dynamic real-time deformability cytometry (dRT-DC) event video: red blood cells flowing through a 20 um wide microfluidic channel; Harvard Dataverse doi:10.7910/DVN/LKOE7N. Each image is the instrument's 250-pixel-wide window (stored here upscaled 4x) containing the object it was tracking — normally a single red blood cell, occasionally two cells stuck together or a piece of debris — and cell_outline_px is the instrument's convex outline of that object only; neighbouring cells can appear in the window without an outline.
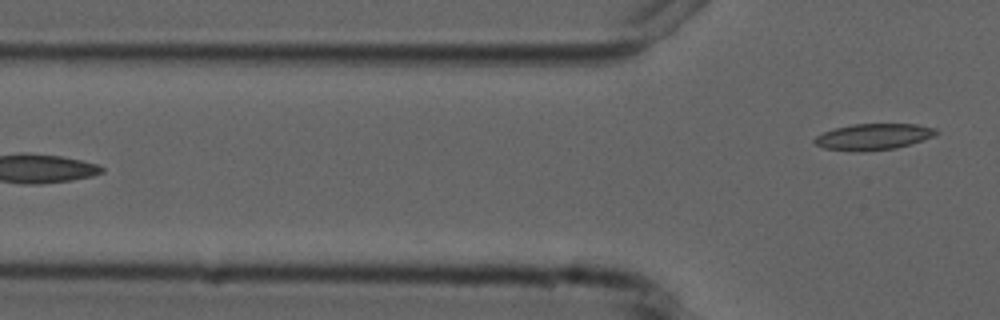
{"species": "common noctule bat (a hibernating species)", "species_latin": "Nyctalus noctula", "temperature_condition": "cold", "stored_images_in_passage": 7, "camera_frame_rate_fps": 3000, "um_per_image_px": 0.085, "animal": {"sex": "male", "forearm_length_mm": 52.5}, "frame": {"image": 1, "passage_image": 7, "time_ms": 7.0, "image_size_px": [1000, 320], "cell_outline_px": [[940, 132], [932, 136], [912, 144], [896, 148], [864, 152], [860, 152], [824, 148], [816, 144], [812, 140], [816, 136], [824, 132], [836, 128], [852, 124], [916, 124], [936, 128]], "centroid_in_image_um": [74.25, 11.63], "position_along_channel_um": 51.6, "area_um2": 18.61}}